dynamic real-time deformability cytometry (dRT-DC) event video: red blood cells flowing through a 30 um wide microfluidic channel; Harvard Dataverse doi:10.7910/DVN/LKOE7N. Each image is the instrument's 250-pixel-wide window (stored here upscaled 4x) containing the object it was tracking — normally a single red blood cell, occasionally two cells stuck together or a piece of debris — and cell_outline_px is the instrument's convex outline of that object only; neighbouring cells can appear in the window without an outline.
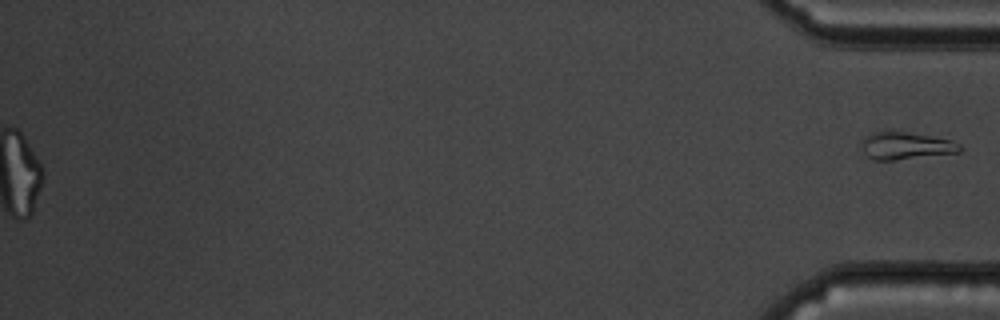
{"species": "common noctule bat (a hibernating species)", "species_latin": "Nyctalus noctula", "temperature_condition": "cold", "stored_images_in_passage": 43, "segment_of_instrument_passage": [2, 2], "camera_frame_rate_fps": 3000, "um_per_image_px": 0.085, "animal": {"sex": "male", "body_mass_g": 19.5, "forearm_length_mm": 54.6}, "frame": {"image": 1, "passage_image": 43, "time_ms": 14.0, "image_size_px": [1000, 320], "cell_outline_px": [[964, 148], [960, 152], [892, 160], [872, 160], [864, 152], [860, 140], [864, 136], [872, 132], [904, 132], [952, 140], [960, 144]], "centroid_in_image_um": [76.98, 12.39], "position_along_channel_um": 358.2, "area_um2": 15.49}}